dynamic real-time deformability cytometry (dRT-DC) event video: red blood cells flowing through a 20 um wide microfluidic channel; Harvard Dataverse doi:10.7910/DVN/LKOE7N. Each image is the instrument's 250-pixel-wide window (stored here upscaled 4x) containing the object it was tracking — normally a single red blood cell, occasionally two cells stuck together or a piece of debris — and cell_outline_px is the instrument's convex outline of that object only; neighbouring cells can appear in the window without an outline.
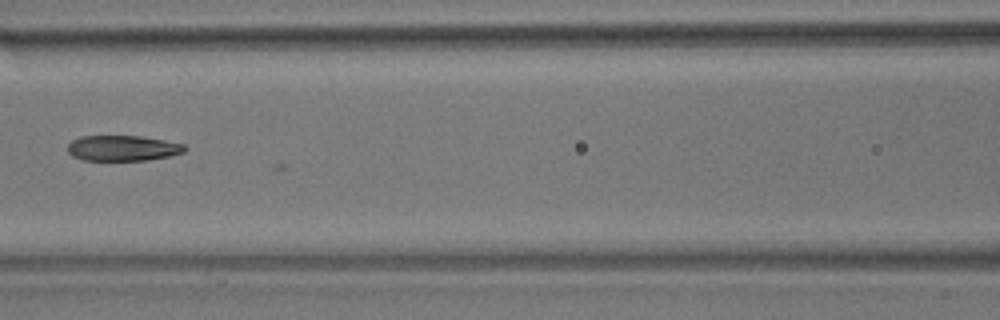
{"species": "common noctule bat (a hibernating species)", "species_latin": "Nyctalus noctula", "temperature_condition": "room temperature", "stored_images_in_passage": 7, "camera_frame_rate_fps": 3000, "um_per_image_px": 0.085, "animal": {"sex": "male", "body_mass_g": 17.9}, "frame": {"image": 1, "passage_image": 7, "time_ms": 2.0, "image_size_px": [1000, 320], "cell_outline_px": [[188, 148], [184, 152], [168, 156], [148, 160], [84, 160], [72, 156], [68, 152], [68, 144], [72, 140], [80, 136], [140, 136], [164, 140], [184, 144]], "centroid_in_image_um": [10.43, 12.59], "position_along_channel_um": 156.2, "area_um2": 17.4}}